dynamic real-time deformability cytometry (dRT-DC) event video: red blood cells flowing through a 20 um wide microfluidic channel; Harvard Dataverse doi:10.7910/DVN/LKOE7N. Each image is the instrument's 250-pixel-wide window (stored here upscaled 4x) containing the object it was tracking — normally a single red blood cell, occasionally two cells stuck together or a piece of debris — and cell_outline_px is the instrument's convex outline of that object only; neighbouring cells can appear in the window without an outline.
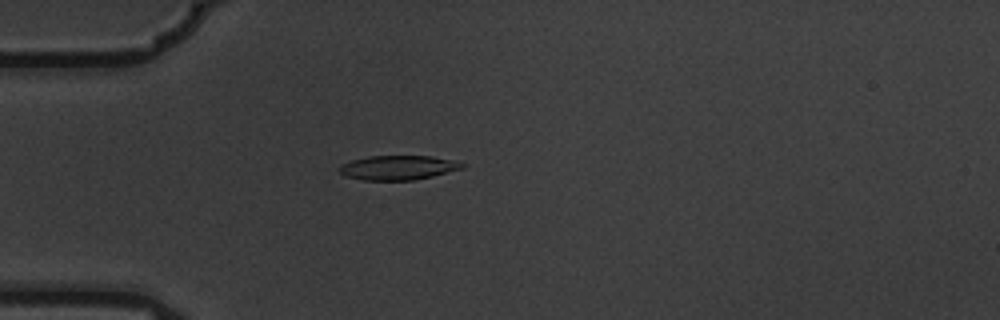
{"species": "common noctule bat (a hibernating species)", "species_latin": "Nyctalus noctula", "temperature_condition": "warm", "stored_images_in_passage": 5, "camera_frame_rate_fps": 3000, "um_per_image_px": 0.085, "animal": {"sex": "male", "body_mass_g": 19.5, "forearm_length_mm": 54.6}, "frame": {"image": 1, "passage_image": 5, "time_ms": 1.333, "image_size_px": [1000, 320], "cell_outline_px": [[464, 168], [432, 176], [412, 180], [364, 180], [344, 176], [336, 168], [340, 164], [352, 160], [368, 156], [432, 156], [456, 160], [464, 164]], "centroid_in_image_um": [33.81, 14.24], "position_along_channel_um": 51.2, "area_um2": 17.57}}